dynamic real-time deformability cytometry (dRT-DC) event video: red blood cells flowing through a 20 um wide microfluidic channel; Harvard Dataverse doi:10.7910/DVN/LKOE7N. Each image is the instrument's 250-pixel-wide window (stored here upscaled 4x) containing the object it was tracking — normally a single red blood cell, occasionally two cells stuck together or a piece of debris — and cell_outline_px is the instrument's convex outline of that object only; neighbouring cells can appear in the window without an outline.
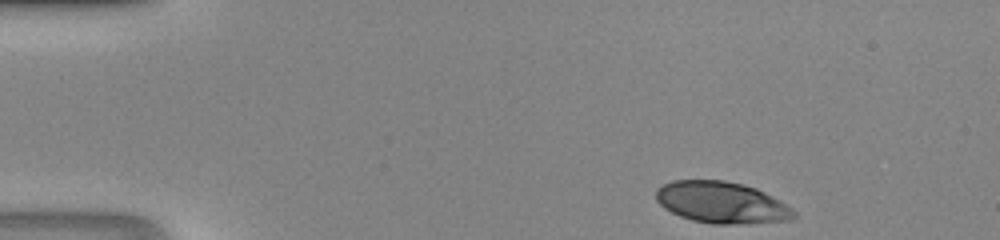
{"species": "human", "species_latin": "Homo sapiens", "temperature_condition": "room temperature", "stored_images_in_passage": 41, "camera_frame_rate_fps": 3000, "um_per_image_px": 0.085, "donor": {"sex": "male"}, "frame": {"image": 1, "passage_image": 1, "time_ms": 0.0, "image_size_px": [1000, 240], "cell_outline_px": [[796, 216], [792, 220], [728, 224], [712, 224], [692, 220], [680, 216], [664, 208], [656, 200], [656, 188], [672, 180], [724, 180], [744, 184], [756, 188], [780, 200], [792, 208], [796, 212]], "centroid_in_image_um": [61.33, 17.2], "position_along_channel_um": 23.7, "area_um2": 33.41}}
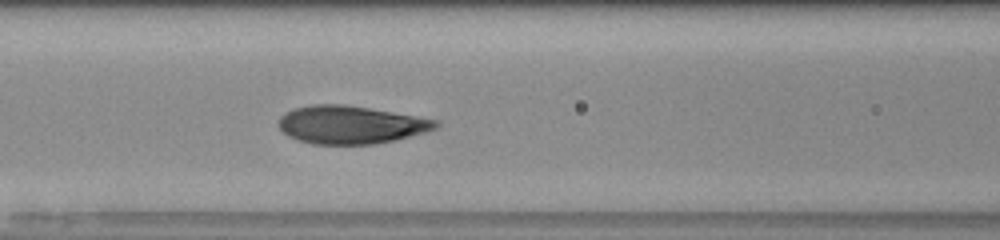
{"frame": {"image": 2, "passage_image": 15, "time_ms": 4.667, "image_size_px": [1000, 240], "cell_outline_px": [[440, 124], [436, 128], [424, 132], [396, 140], [372, 144], [312, 144], [296, 140], [288, 136], [280, 128], [280, 116], [284, 112], [292, 108], [312, 104], [344, 104], [440, 120]], "centroid_in_image_um": [29.79, 10.6], "position_along_channel_um": 136.8, "area_um2": 34.8}}
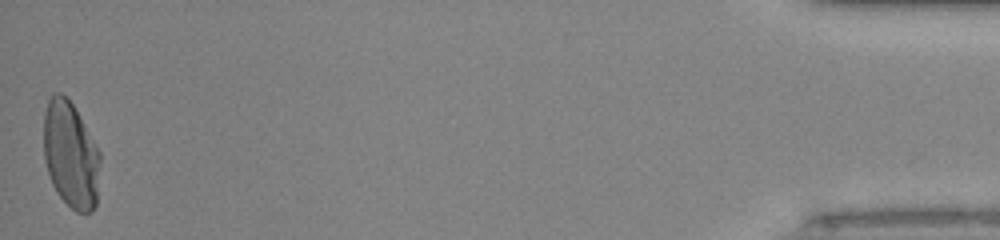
{"frame": {"image": 3, "passage_image": 41, "time_ms": 13.333, "image_size_px": [1000, 240], "cell_outline_px": [[100, 160], [96, 204], [92, 212], [76, 212], [56, 192], [52, 184], [44, 160], [44, 112], [48, 100], [52, 92], [60, 92], [72, 104], [100, 152]], "centroid_in_image_um": [5.99, 13.16], "position_along_channel_um": 429.2, "area_um2": 34.8}}